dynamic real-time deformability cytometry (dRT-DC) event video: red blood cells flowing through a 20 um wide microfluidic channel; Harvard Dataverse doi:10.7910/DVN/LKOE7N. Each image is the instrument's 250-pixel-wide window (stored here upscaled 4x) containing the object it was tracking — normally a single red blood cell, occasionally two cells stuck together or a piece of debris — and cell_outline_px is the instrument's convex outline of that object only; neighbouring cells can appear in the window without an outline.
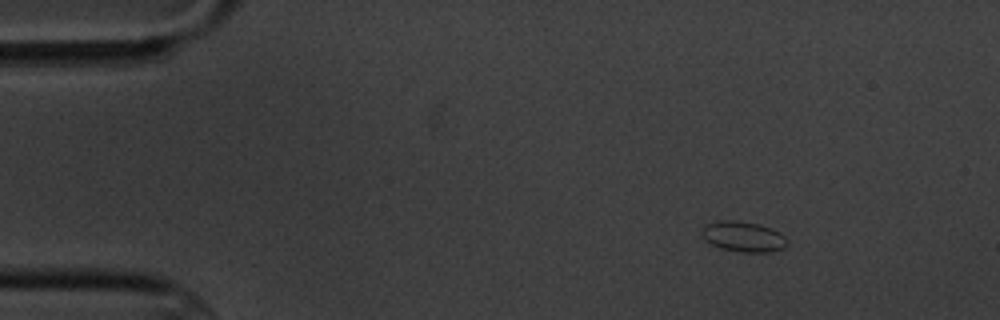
{"species": "common noctule bat (a hibernating species)", "species_latin": "Nyctalus noctula", "temperature_condition": "cold", "stored_images_in_passage": 4, "camera_frame_rate_fps": 3000, "um_per_image_px": 0.085, "animal": {"sex": "male", "body_mass_g": 20.1, "forearm_length_mm": 53.5}, "frame": {"image": 1, "passage_image": 1, "time_ms": 0.0, "image_size_px": [1000, 320], "cell_outline_px": [[788, 244], [784, 248], [768, 252], [740, 252], [720, 248], [704, 240], [700, 232], [708, 224], [720, 220], [736, 220], [756, 224], [780, 232], [788, 240]], "centroid_in_image_um": [63.18, 20.12], "position_along_channel_um": 21.8, "area_um2": 15.03}}
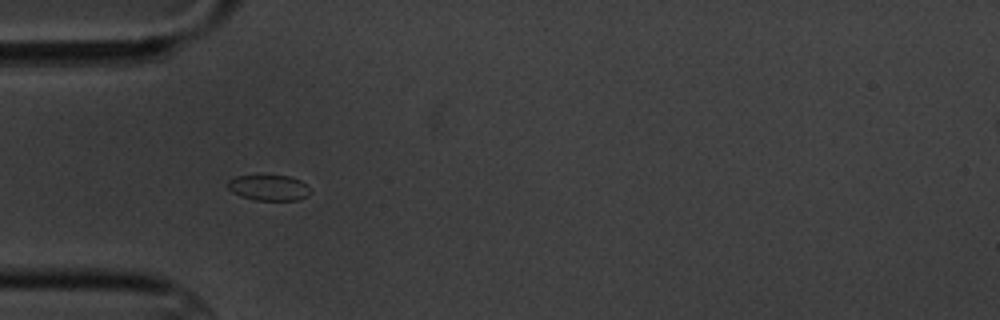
{"frame": {"image": 2, "passage_image": 4, "time_ms": 3.333, "image_size_px": [1000, 320], "cell_outline_px": [[312, 192], [308, 196], [300, 200], [256, 200], [240, 196], [232, 192], [228, 188], [228, 180], [236, 176], [288, 176], [300, 180]], "centroid_in_image_um": [22.85, 15.97], "position_along_channel_um": 62.1, "area_um2": 12.25}}